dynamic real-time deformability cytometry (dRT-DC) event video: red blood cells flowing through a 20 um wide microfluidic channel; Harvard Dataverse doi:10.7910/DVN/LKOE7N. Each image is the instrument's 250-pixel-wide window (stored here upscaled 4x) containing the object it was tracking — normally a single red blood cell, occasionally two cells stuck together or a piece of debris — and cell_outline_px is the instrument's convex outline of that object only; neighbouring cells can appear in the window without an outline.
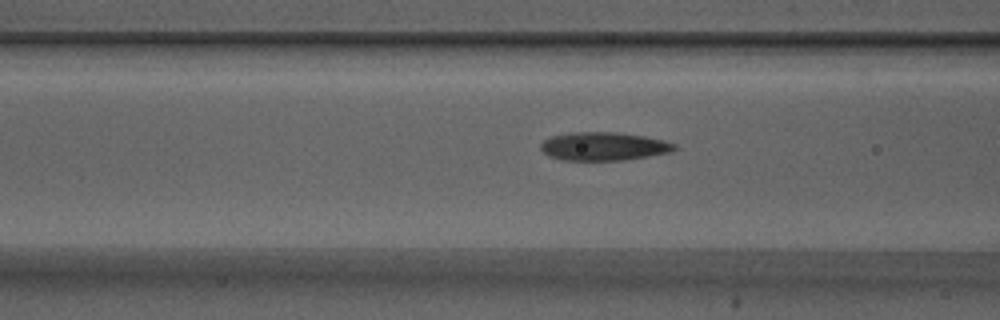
{"species": "Egyptian fruit bat (a non-hibernating species)", "species_latin": "Rousettus aegyptiacus", "temperature_condition": "warm", "stored_images_in_passage": 14, "camera_frame_rate_fps": 3000, "um_per_image_px": 0.085, "animal": {"sex": "male"}, "frame": {"image": 1, "passage_image": 12, "time_ms": 3.667, "image_size_px": [1000, 320], "cell_outline_px": [[676, 148], [672, 152], [624, 160], [564, 160], [548, 156], [540, 148], [540, 144], [544, 140], [552, 136], [568, 132], [616, 132], [644, 136], [664, 140], [676, 144]], "centroid_in_image_um": [51.31, 12.43], "position_along_channel_um": 115.3, "area_um2": 22.14}}